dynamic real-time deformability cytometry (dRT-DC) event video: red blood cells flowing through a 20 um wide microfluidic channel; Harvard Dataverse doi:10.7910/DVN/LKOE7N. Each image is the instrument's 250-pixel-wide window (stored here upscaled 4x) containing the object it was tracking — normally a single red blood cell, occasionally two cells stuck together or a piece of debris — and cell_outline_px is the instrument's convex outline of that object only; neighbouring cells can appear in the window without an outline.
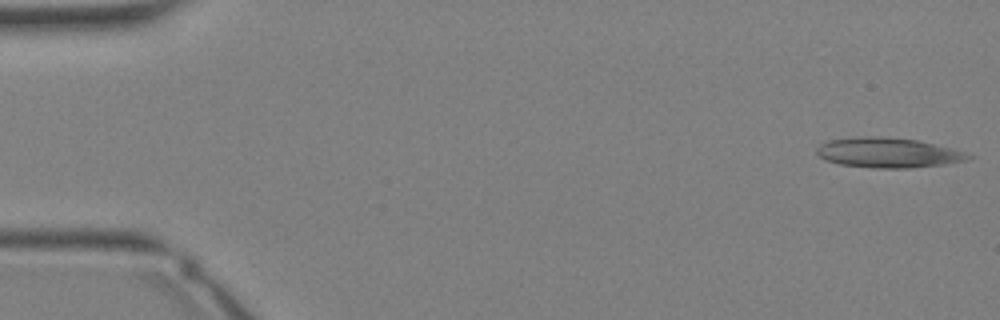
{"species": "Egyptian fruit bat (a non-hibernating species)", "species_latin": "Rousettus aegyptiacus", "temperature_condition": "warm", "stored_images_in_passage": 17, "camera_frame_rate_fps": 3000, "um_per_image_px": 0.085, "animal": {"sex": "female"}, "frame": {"image": 1, "passage_image": 1, "time_ms": 0.0, "image_size_px": [1000, 320], "cell_outline_px": [[972, 156], [964, 160], [944, 164], [908, 168], [872, 168], [840, 164], [828, 160], [820, 156], [816, 152], [816, 148], [820, 144], [828, 140], [860, 136], [880, 136], [916, 140], [964, 152]], "centroid_in_image_um": [75.4, 12.97], "position_along_channel_um": 9.6, "area_um2": 26.01}}